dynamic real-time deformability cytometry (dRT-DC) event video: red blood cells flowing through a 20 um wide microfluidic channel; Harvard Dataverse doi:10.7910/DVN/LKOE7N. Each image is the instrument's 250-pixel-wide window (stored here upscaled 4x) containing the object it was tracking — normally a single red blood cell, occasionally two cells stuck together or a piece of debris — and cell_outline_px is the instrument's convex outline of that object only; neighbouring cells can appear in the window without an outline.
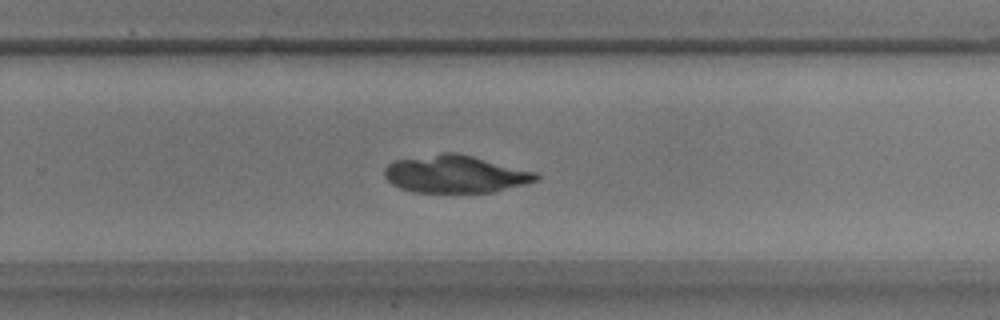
{"species": "common noctule bat (a hibernating species)", "species_latin": "Nyctalus noctula", "temperature_condition": "warm", "stored_images_in_passage": 36, "camera_frame_rate_fps": 3000, "um_per_image_px": 0.085, "animal": {"sex": "male", "body_mass_g": 17.9}, "frame": {"image": 1, "passage_image": 26, "time_ms": 8.333, "image_size_px": [1000, 320], "cell_outline_px": [[540, 180], [492, 192], [412, 192], [400, 188], [392, 184], [384, 176], [384, 168], [388, 164], [396, 160], [444, 152], [456, 152], [536, 172], [540, 176]], "centroid_in_image_um": [38.69, 14.8], "position_along_channel_um": 291.1, "area_um2": 33.0}}
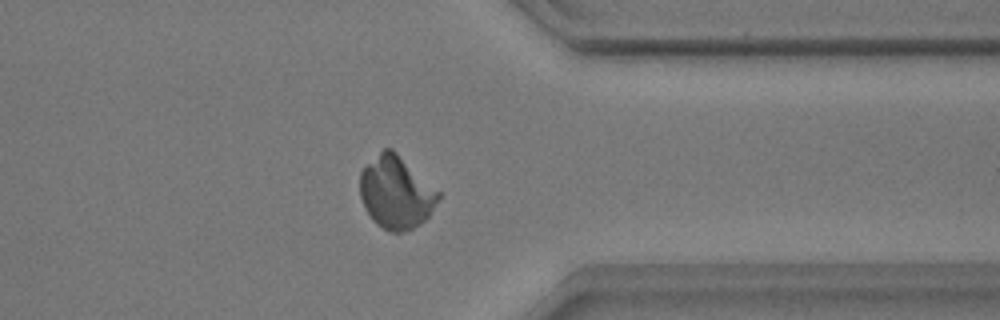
{"frame": {"image": 2, "passage_image": 34, "time_ms": 11.0, "image_size_px": [1000, 320], "cell_outline_px": [[440, 196], [428, 216], [420, 224], [412, 228], [400, 232], [392, 232], [376, 224], [372, 220], [364, 208], [360, 196], [360, 172], [384, 148], [392, 148], [440, 192]], "centroid_in_image_um": [33.65, 16.37], "position_along_channel_um": 377.8, "area_um2": 32.71}}